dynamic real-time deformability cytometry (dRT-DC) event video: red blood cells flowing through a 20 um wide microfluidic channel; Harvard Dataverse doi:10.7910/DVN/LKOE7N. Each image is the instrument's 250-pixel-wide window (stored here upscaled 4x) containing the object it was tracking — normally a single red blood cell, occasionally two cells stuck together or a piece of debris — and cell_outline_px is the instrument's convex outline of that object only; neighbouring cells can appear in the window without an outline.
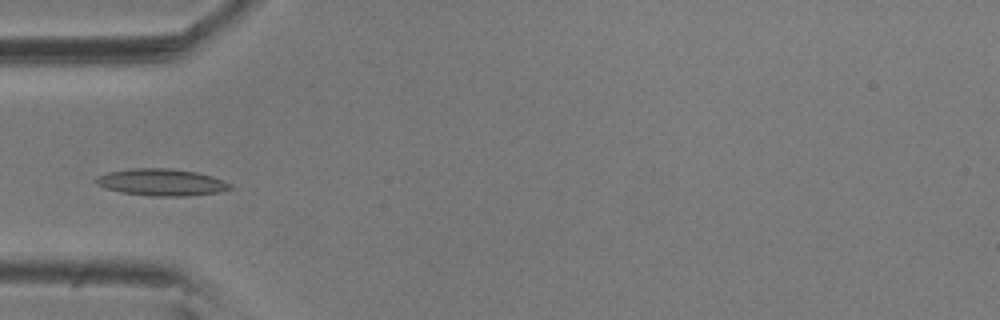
{"species": "common noctule bat (a hibernating species)", "species_latin": "Nyctalus noctula", "temperature_condition": "room temperature", "stored_images_in_passage": 9, "camera_frame_rate_fps": 3000, "um_per_image_px": 0.085, "animal": {"sex": "male", "body_mass_g": 20.5, "forearm_length_mm": 52.5}, "frame": {"image": 1, "passage_image": 4, "time_ms": 1.0, "image_size_px": [1000, 320], "cell_outline_px": [[232, 188], [220, 192], [188, 196], [152, 196], [120, 192], [96, 184], [92, 180], [108, 172], [132, 168], [168, 168], [196, 172], [212, 176], [232, 184]], "centroid_in_image_um": [13.74, 15.49], "position_along_channel_um": 71.3, "area_um2": 20.98}}
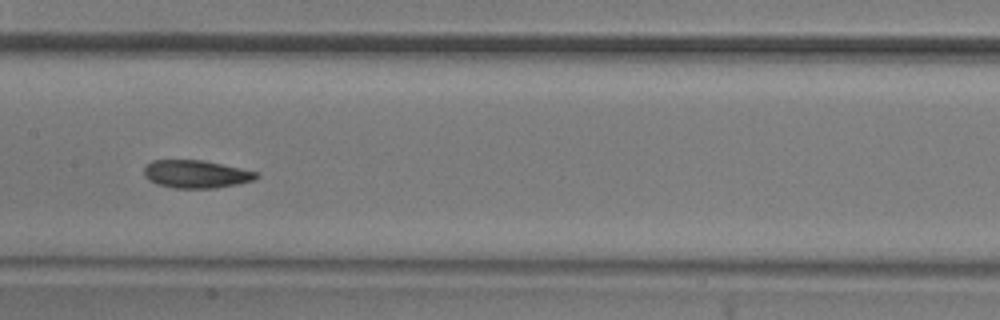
{"frame": {"image": 2, "passage_image": 7, "time_ms": 2.0, "image_size_px": [1000, 320], "cell_outline_px": [[260, 176], [252, 180], [236, 184], [216, 188], [172, 188], [156, 184], [148, 180], [144, 176], [144, 168], [152, 160], [204, 160], [260, 172]], "centroid_in_image_um": [16.67, 14.8], "position_along_channel_um": 190.7, "area_um2": 18.38}}
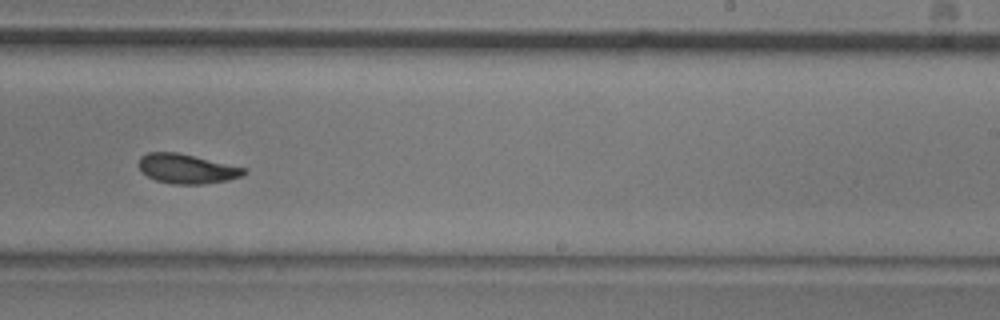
{"frame": {"image": 3, "passage_image": 9, "time_ms": 2.667, "image_size_px": [1000, 320], "cell_outline_px": [[248, 172], [244, 176], [228, 180], [200, 184], [172, 184], [156, 180], [140, 172], [140, 156], [148, 152], [176, 152], [248, 168]], "centroid_in_image_um": [15.92, 14.34], "position_along_channel_um": 273.1, "area_um2": 18.15}}